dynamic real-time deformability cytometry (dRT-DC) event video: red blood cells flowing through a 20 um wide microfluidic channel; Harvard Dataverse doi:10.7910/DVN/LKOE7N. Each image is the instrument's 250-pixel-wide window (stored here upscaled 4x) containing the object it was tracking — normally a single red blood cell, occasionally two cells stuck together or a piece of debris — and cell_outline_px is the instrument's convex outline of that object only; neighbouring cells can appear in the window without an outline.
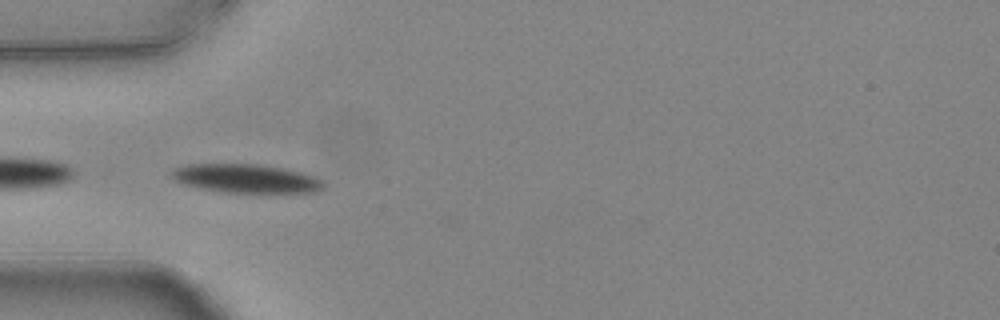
{"species": "common noctule bat (a hibernating species)", "species_latin": "Nyctalus noctula", "temperature_condition": "warm", "stored_images_in_passage": 12, "camera_frame_rate_fps": 3000, "um_per_image_px": 0.085, "animal": {"sex": "female", "body_mass_g": 24.6, "forearm_length_mm": 56.2}, "frame": {"image": 1, "passage_image": 10, "time_ms": 3.0, "image_size_px": [1000, 320], "cell_outline_px": [[324, 188], [316, 192], [224, 192], [200, 188], [180, 184], [168, 176], [168, 172], [184, 164], [260, 164], [284, 168], [304, 172], [324, 180]], "centroid_in_image_um": [20.88, 15.16], "position_along_channel_um": 64.1, "area_um2": 25.78}}